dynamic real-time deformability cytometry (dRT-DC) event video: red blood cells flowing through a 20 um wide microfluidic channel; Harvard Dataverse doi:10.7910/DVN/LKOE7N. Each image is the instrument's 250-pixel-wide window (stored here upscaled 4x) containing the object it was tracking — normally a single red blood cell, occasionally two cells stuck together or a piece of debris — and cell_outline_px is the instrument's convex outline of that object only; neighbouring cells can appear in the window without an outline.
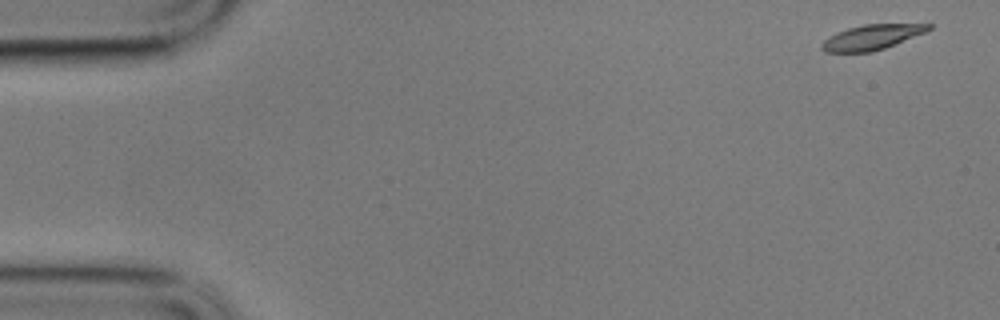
{"species": "common noctule bat (a hibernating species)", "species_latin": "Nyctalus noctula", "temperature_condition": "cold", "stored_images_in_passage": 58, "camera_frame_rate_fps": 3000, "um_per_image_px": 0.085, "animal": {"sex": "male", "body_mass_g": 17.9}, "frame": {"image": 1, "passage_image": 1, "time_ms": 0.0, "image_size_px": [1000, 320], "cell_outline_px": [[932, 28], [924, 32], [884, 48], [872, 52], [824, 52], [820, 48], [820, 44], [828, 36], [836, 32], [848, 28], [864, 24], [932, 24]], "centroid_in_image_um": [74.02, 3.16], "position_along_channel_um": 11.0, "area_um2": 15.43}}
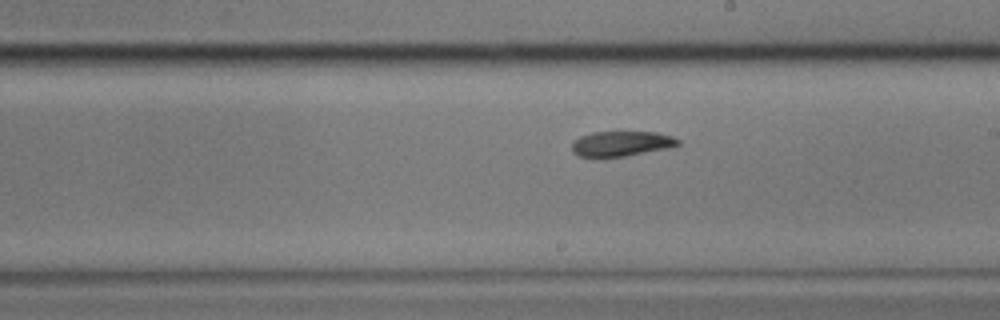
{"frame": {"image": 2, "passage_image": 32, "time_ms": 10.333, "image_size_px": [1000, 320], "cell_outline_px": [[680, 144], [668, 148], [624, 156], [600, 160], [596, 160], [576, 156], [572, 152], [572, 140], [580, 136], [592, 132], [656, 132], [672, 136], [680, 140]], "centroid_in_image_um": [52.71, 12.25], "position_along_channel_um": 236.3, "area_um2": 16.18}}
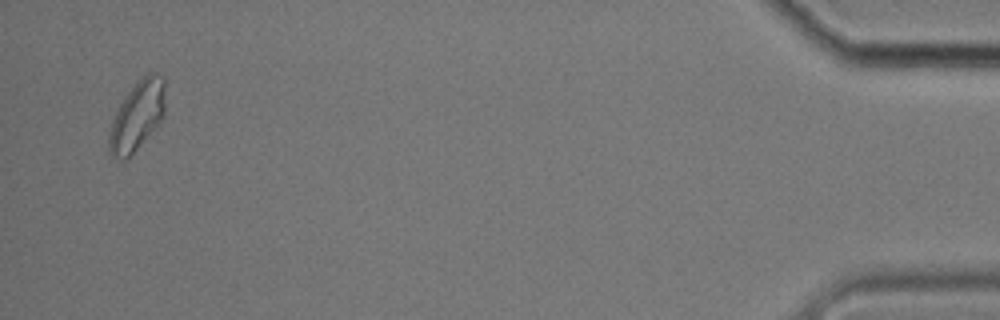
{"frame": {"image": 3, "passage_image": 56, "time_ms": 18.333, "image_size_px": [1000, 320], "cell_outline_px": [[164, 116], [136, 148], [124, 160], [120, 160], [112, 156], [108, 152], [108, 132], [112, 120], [124, 96], [148, 72], [156, 72], [164, 76]], "centroid_in_image_um": [11.63, 9.83], "position_along_channel_um": 423.6, "area_um2": 22.25}, "authors_computed_cell_mechanics": {"area_um2": 16.9065, "velocity_mm_per_s": 3.3655, "shape_relaxation_time_tau1_ms": 8.7962, "shape_relaxation_time_tau2_ms": 4.9152, "deformation_change_tau1": 0.1844, "deformation_change_tau2": 0.0861}}